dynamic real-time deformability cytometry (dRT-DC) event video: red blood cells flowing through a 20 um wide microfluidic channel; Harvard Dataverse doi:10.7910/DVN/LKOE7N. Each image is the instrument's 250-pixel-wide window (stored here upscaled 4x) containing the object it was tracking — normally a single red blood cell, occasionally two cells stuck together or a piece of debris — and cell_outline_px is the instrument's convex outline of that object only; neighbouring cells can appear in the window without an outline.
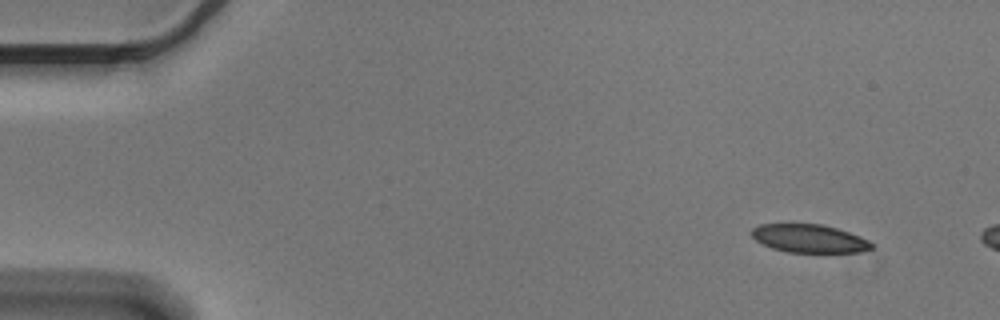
{"species": "Egyptian fruit bat (a non-hibernating species)", "species_latin": "Rousettus aegyptiacus", "temperature_condition": "cold", "stored_images_in_passage": 3, "camera_frame_rate_fps": 3000, "um_per_image_px": 0.085, "animal": {"sex": "male"}, "frame": {"image": 1, "passage_image": 1, "time_ms": 0.0, "image_size_px": [1000, 320], "cell_outline_px": [[872, 248], [860, 252], [788, 252], [772, 248], [756, 240], [752, 236], [752, 228], [760, 224], [820, 224], [836, 228], [860, 236], [868, 240], [872, 244]], "centroid_in_image_um": [68.78, 20.27], "position_along_channel_um": 16.2, "area_um2": 19.48}}